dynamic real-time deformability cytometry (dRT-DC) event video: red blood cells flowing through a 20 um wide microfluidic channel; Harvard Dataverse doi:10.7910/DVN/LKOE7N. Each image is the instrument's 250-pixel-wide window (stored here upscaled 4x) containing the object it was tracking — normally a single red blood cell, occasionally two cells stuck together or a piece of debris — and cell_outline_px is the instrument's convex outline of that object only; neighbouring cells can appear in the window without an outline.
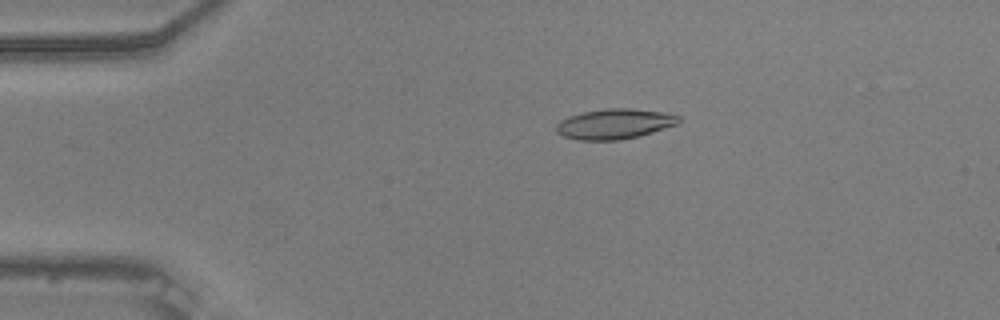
{"species": "common noctule bat (a hibernating species)", "species_latin": "Nyctalus noctula", "temperature_condition": "warm", "stored_images_in_passage": 54, "camera_frame_rate_fps": 3000, "um_per_image_px": 0.085, "animal": {"sex": "male", "body_mass_g": 20.5, "forearm_length_mm": 52.5}, "frame": {"image": 1, "passage_image": 11, "time_ms": 3.333, "image_size_px": [1000, 320], "cell_outline_px": [[680, 124], [640, 136], [620, 140], [576, 140], [564, 136], [556, 132], [556, 124], [560, 120], [568, 116], [584, 112], [604, 108], [632, 108], [664, 112], [680, 116]], "centroid_in_image_um": [52.26, 10.53], "position_along_channel_um": 32.7, "area_um2": 21.85}}
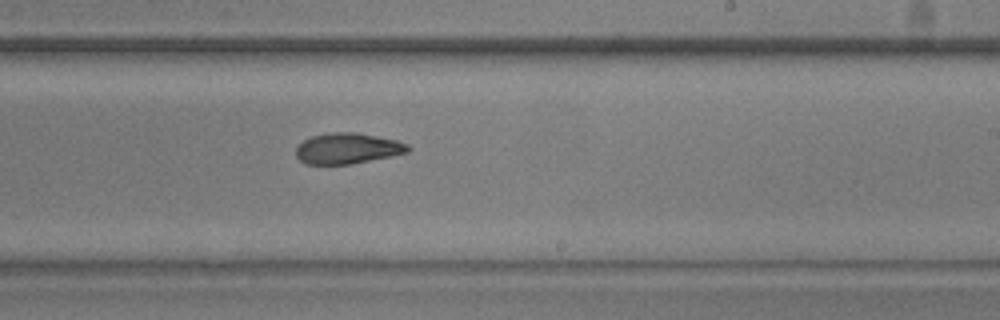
{"frame": {"image": 2, "passage_image": 33, "time_ms": 10.667, "image_size_px": [1000, 320], "cell_outline_px": [[412, 148], [408, 152], [352, 164], [304, 164], [296, 156], [296, 148], [304, 140], [312, 136], [328, 132], [356, 132], [396, 140], [408, 144]], "centroid_in_image_um": [29.53, 12.61], "position_along_channel_um": 259.5, "area_um2": 20.06}}
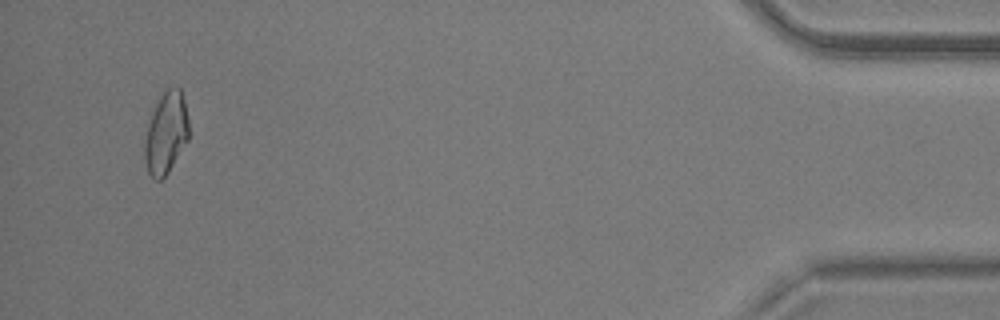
{"frame": {"image": 3, "passage_image": 52, "time_ms": 17.0, "image_size_px": [1000, 320], "cell_outline_px": [[188, 140], [168, 172], [160, 180], [156, 180], [148, 172], [144, 160], [144, 144], [148, 124], [156, 104], [160, 96], [168, 88], [180, 88], [184, 100], [188, 120]], "centroid_in_image_um": [14.11, 11.33], "position_along_channel_um": 421.1, "area_um2": 20.69}, "authors_computed_cell_mechanics": {"area_um2": 20.7502, "velocity_mm_per_s": 3.7345, "shape_relaxation_time_tau1_ms": 9.1016, "shape_relaxation_time_tau2_ms": 3.087, "deformation_change_tau1": 0.2033, "deformation_change_tau2": 0.0893}}